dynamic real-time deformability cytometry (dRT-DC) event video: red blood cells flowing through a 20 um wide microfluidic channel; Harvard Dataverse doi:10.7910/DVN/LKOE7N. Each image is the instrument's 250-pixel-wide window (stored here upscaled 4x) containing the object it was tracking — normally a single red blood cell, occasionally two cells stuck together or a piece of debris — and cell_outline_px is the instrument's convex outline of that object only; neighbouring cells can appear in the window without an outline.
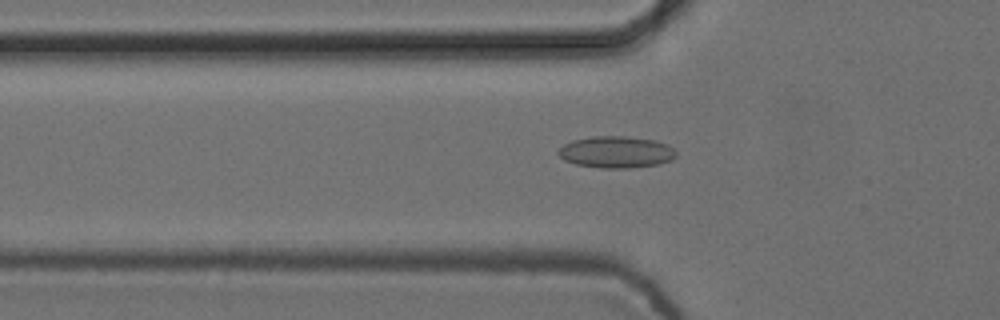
{"species": "common noctule bat (a hibernating species)", "species_latin": "Nyctalus noctula", "temperature_condition": "cold", "stored_images_in_passage": 54, "camera_frame_rate_fps": 3000, "um_per_image_px": 0.085, "animal": {"sex": "female", "body_mass_g": 24.6, "forearm_length_mm": 56.2}, "frame": {"image": 1, "passage_image": 18, "time_ms": 5.667, "image_size_px": [1000, 320], "cell_outline_px": [[676, 156], [672, 160], [660, 164], [628, 168], [600, 168], [576, 164], [564, 160], [556, 152], [564, 144], [572, 140], [592, 136], [624, 136], [656, 140], [668, 144], [676, 152]], "centroid_in_image_um": [52.38, 12.92], "position_along_channel_um": 73.4, "area_um2": 21.91}}
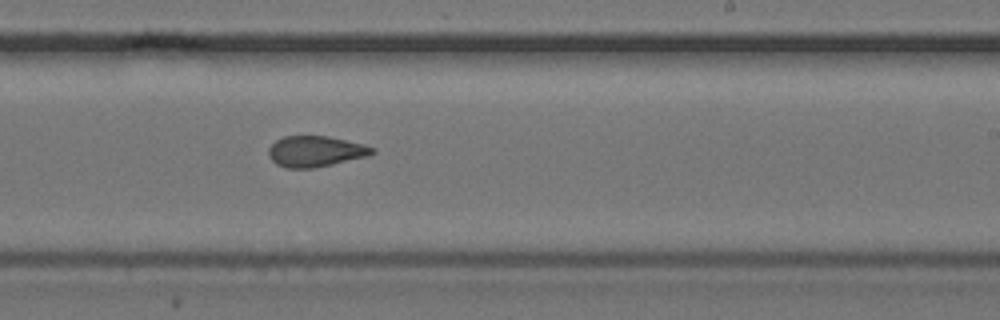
{"frame": {"image": 2, "passage_image": 33, "time_ms": 10.667, "image_size_px": [1000, 320], "cell_outline_px": [[376, 152], [368, 156], [332, 164], [312, 168], [288, 168], [276, 164], [268, 156], [268, 148], [276, 140], [284, 136], [328, 136], [364, 144], [376, 148]], "centroid_in_image_um": [26.82, 12.86], "position_along_channel_um": 262.2, "area_um2": 18.67}}
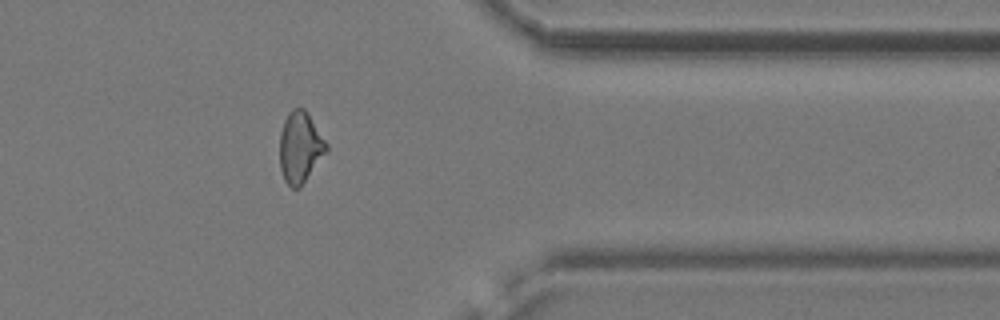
{"frame": {"image": 3, "passage_image": 44, "time_ms": 14.333, "image_size_px": [1000, 320], "cell_outline_px": [[328, 152], [300, 188], [292, 188], [284, 180], [280, 168], [280, 132], [284, 120], [288, 112], [292, 108], [304, 108], [308, 112], [328, 144]], "centroid_in_image_um": [25.53, 12.52], "position_along_channel_um": 385.9, "area_um2": 19.71}, "authors_computed_cell_mechanics": {"area_um2": 19.5364, "velocity_mm_per_s": 3.7531, "shape_relaxation_time_tau1_ms": null, "shape_relaxation_time_tau2_ms": 1.8894, "deformation_change_tau1": null, "deformation_change_tau2": 0.0662}}